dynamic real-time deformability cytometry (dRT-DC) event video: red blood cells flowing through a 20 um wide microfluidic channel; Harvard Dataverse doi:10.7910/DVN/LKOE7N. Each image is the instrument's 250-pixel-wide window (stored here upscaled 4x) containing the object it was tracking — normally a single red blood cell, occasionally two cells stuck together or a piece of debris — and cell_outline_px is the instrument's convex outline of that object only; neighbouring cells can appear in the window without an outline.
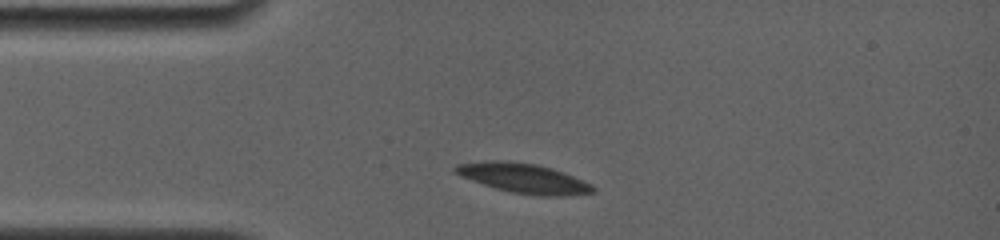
{"species": "common noctule bat (a hibernating species)", "species_latin": "Nyctalus noctula", "temperature_condition": "room temperature", "stored_images_in_passage": 3, "camera_frame_rate_fps": 4000, "um_per_image_px": 0.085, "animal": {"sex": "female", "body_mass_g": 19.0, "forearm_length_mm": 56.7}, "frame": {"image": 1, "passage_image": 1, "time_ms": 0.0, "image_size_px": [1000, 240], "cell_outline_px": [[596, 192], [568, 196], [536, 196], [512, 192], [496, 188], [460, 176], [452, 172], [452, 168], [456, 164], [488, 160], [504, 160], [536, 164], [552, 168], [564, 172], [584, 180], [592, 184], [596, 188]], "centroid_in_image_um": [44.53, 15.15], "position_along_channel_um": 40.5, "area_um2": 24.1}}
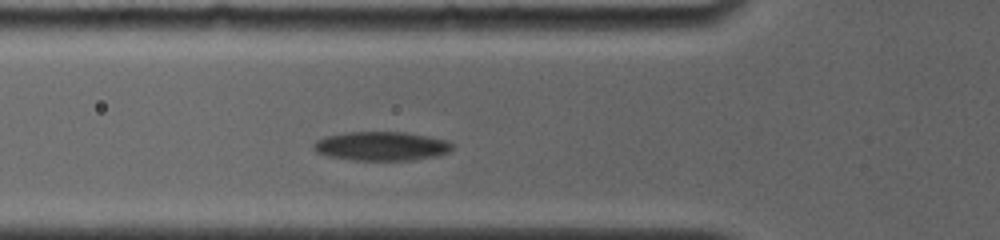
{"frame": {"image": 2, "passage_image": 3, "time_ms": 2.0, "image_size_px": [1000, 240], "cell_outline_px": [[452, 148], [448, 152], [436, 156], [412, 160], [356, 160], [328, 156], [316, 152], [312, 148], [312, 144], [316, 140], [324, 136], [348, 132], [404, 132], [428, 136], [448, 140], [452, 144]], "centroid_in_image_um": [32.39, 12.41], "position_along_channel_um": 93.4, "area_um2": 23.47}}